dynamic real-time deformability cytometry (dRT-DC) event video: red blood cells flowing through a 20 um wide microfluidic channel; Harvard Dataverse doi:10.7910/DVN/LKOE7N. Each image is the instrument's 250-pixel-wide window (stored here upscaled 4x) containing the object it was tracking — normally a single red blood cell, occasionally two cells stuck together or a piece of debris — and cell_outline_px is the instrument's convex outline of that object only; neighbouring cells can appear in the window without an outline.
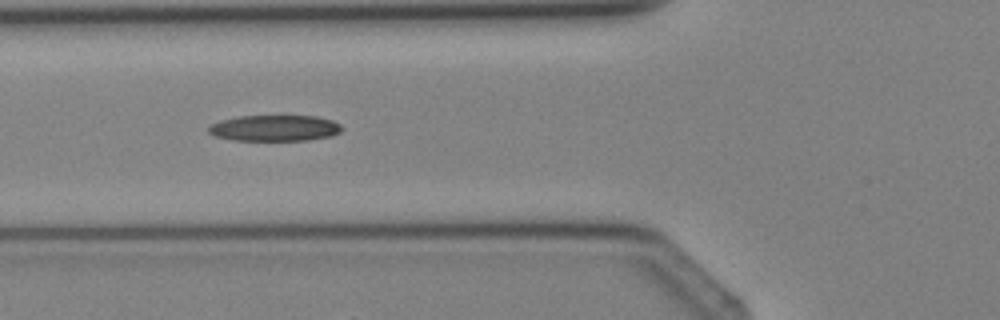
{"species": "Egyptian fruit bat (a non-hibernating species)", "species_latin": "Rousettus aegyptiacus", "temperature_condition": "cold", "stored_images_in_passage": 8, "camera_frame_rate_fps": 3000, "um_per_image_px": 0.085, "animal": {"sex": "female"}, "frame": {"image": 1, "passage_image": 7, "time_ms": 8.0, "image_size_px": [1000, 320], "cell_outline_px": [[344, 128], [340, 132], [332, 136], [308, 140], [232, 140], [216, 136], [208, 132], [208, 128], [212, 124], [220, 120], [240, 116], [316, 116], [332, 120], [340, 124]], "centroid_in_image_um": [23.38, 10.89], "position_along_channel_um": 102.4, "area_um2": 20.23}}
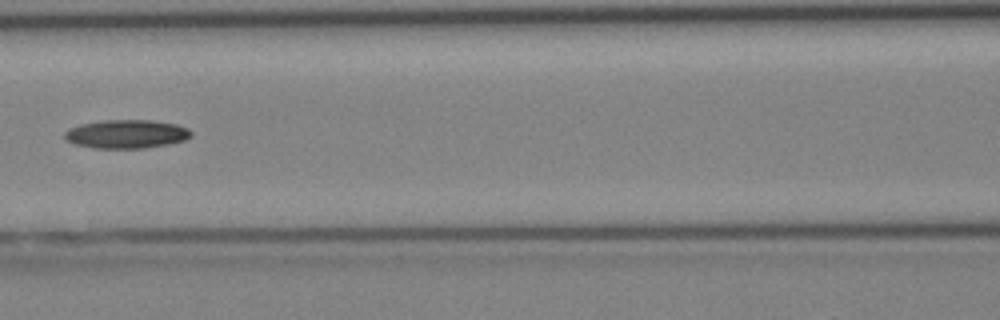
{"frame": {"image": 2, "passage_image": 8, "time_ms": 9.0, "image_size_px": [1000, 320], "cell_outline_px": [[192, 136], [184, 140], [168, 144], [144, 148], [92, 148], [72, 144], [64, 140], [64, 132], [68, 128], [80, 124], [104, 120], [152, 120], [176, 124], [188, 128], [192, 132]], "centroid_in_image_um": [10.7, 11.39], "position_along_channel_um": 155.9, "area_um2": 21.33}}